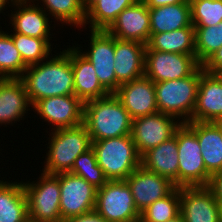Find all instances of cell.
Listing matches in <instances>:
<instances>
[{"instance_id":"obj_1","label":"cell","mask_w":222,"mask_h":222,"mask_svg":"<svg viewBox=\"0 0 222 222\" xmlns=\"http://www.w3.org/2000/svg\"><path fill=\"white\" fill-rule=\"evenodd\" d=\"M20 79L31 106L44 98L74 95L71 47L60 51L57 56H50L46 62L29 65Z\"/></svg>"},{"instance_id":"obj_2","label":"cell","mask_w":222,"mask_h":222,"mask_svg":"<svg viewBox=\"0 0 222 222\" xmlns=\"http://www.w3.org/2000/svg\"><path fill=\"white\" fill-rule=\"evenodd\" d=\"M132 120L114 93L84 102L83 124L92 141L131 135Z\"/></svg>"},{"instance_id":"obj_3","label":"cell","mask_w":222,"mask_h":222,"mask_svg":"<svg viewBox=\"0 0 222 222\" xmlns=\"http://www.w3.org/2000/svg\"><path fill=\"white\" fill-rule=\"evenodd\" d=\"M48 144L42 171L47 174L70 172L75 159L92 148V140L84 124L53 130Z\"/></svg>"},{"instance_id":"obj_4","label":"cell","mask_w":222,"mask_h":222,"mask_svg":"<svg viewBox=\"0 0 222 222\" xmlns=\"http://www.w3.org/2000/svg\"><path fill=\"white\" fill-rule=\"evenodd\" d=\"M203 72L204 69L201 65L191 76L155 83L156 103L159 112L178 118V121L182 119L181 123L192 121L198 84Z\"/></svg>"},{"instance_id":"obj_5","label":"cell","mask_w":222,"mask_h":222,"mask_svg":"<svg viewBox=\"0 0 222 222\" xmlns=\"http://www.w3.org/2000/svg\"><path fill=\"white\" fill-rule=\"evenodd\" d=\"M98 165L108 180H125L141 166L131 135L92 141Z\"/></svg>"},{"instance_id":"obj_6","label":"cell","mask_w":222,"mask_h":222,"mask_svg":"<svg viewBox=\"0 0 222 222\" xmlns=\"http://www.w3.org/2000/svg\"><path fill=\"white\" fill-rule=\"evenodd\" d=\"M29 222H60L59 174L41 173L37 182H23Z\"/></svg>"},{"instance_id":"obj_7","label":"cell","mask_w":222,"mask_h":222,"mask_svg":"<svg viewBox=\"0 0 222 222\" xmlns=\"http://www.w3.org/2000/svg\"><path fill=\"white\" fill-rule=\"evenodd\" d=\"M178 146V187L182 186H208L211 175L201 154V148L196 134L185 124L176 129Z\"/></svg>"},{"instance_id":"obj_8","label":"cell","mask_w":222,"mask_h":222,"mask_svg":"<svg viewBox=\"0 0 222 222\" xmlns=\"http://www.w3.org/2000/svg\"><path fill=\"white\" fill-rule=\"evenodd\" d=\"M94 209L109 222L140 221V213L125 180H108L97 189Z\"/></svg>"},{"instance_id":"obj_9","label":"cell","mask_w":222,"mask_h":222,"mask_svg":"<svg viewBox=\"0 0 222 222\" xmlns=\"http://www.w3.org/2000/svg\"><path fill=\"white\" fill-rule=\"evenodd\" d=\"M200 66L196 54L160 52L146 45L144 76L154 83L191 76Z\"/></svg>"},{"instance_id":"obj_10","label":"cell","mask_w":222,"mask_h":222,"mask_svg":"<svg viewBox=\"0 0 222 222\" xmlns=\"http://www.w3.org/2000/svg\"><path fill=\"white\" fill-rule=\"evenodd\" d=\"M90 50L80 53L93 65L101 85L109 92L116 91L115 37L106 30H90Z\"/></svg>"},{"instance_id":"obj_11","label":"cell","mask_w":222,"mask_h":222,"mask_svg":"<svg viewBox=\"0 0 222 222\" xmlns=\"http://www.w3.org/2000/svg\"><path fill=\"white\" fill-rule=\"evenodd\" d=\"M173 116L157 112L132 120L131 136L140 156L174 136L181 125Z\"/></svg>"},{"instance_id":"obj_12","label":"cell","mask_w":222,"mask_h":222,"mask_svg":"<svg viewBox=\"0 0 222 222\" xmlns=\"http://www.w3.org/2000/svg\"><path fill=\"white\" fill-rule=\"evenodd\" d=\"M62 220L94 210L97 188L70 172L59 173Z\"/></svg>"},{"instance_id":"obj_13","label":"cell","mask_w":222,"mask_h":222,"mask_svg":"<svg viewBox=\"0 0 222 222\" xmlns=\"http://www.w3.org/2000/svg\"><path fill=\"white\" fill-rule=\"evenodd\" d=\"M32 107L52 125V130L83 124L84 103L75 95L54 96L36 101Z\"/></svg>"},{"instance_id":"obj_14","label":"cell","mask_w":222,"mask_h":222,"mask_svg":"<svg viewBox=\"0 0 222 222\" xmlns=\"http://www.w3.org/2000/svg\"><path fill=\"white\" fill-rule=\"evenodd\" d=\"M180 213L184 222H220L219 202L208 186L180 187Z\"/></svg>"},{"instance_id":"obj_15","label":"cell","mask_w":222,"mask_h":222,"mask_svg":"<svg viewBox=\"0 0 222 222\" xmlns=\"http://www.w3.org/2000/svg\"><path fill=\"white\" fill-rule=\"evenodd\" d=\"M125 181L130 186L139 213L156 200L167 196L176 187L168 178L150 172L142 166L135 169Z\"/></svg>"},{"instance_id":"obj_16","label":"cell","mask_w":222,"mask_h":222,"mask_svg":"<svg viewBox=\"0 0 222 222\" xmlns=\"http://www.w3.org/2000/svg\"><path fill=\"white\" fill-rule=\"evenodd\" d=\"M106 31L117 39L147 45L151 32L149 8L146 3L138 0L125 8Z\"/></svg>"},{"instance_id":"obj_17","label":"cell","mask_w":222,"mask_h":222,"mask_svg":"<svg viewBox=\"0 0 222 222\" xmlns=\"http://www.w3.org/2000/svg\"><path fill=\"white\" fill-rule=\"evenodd\" d=\"M114 95L132 119L159 112L156 103L155 83L145 76L121 84Z\"/></svg>"},{"instance_id":"obj_18","label":"cell","mask_w":222,"mask_h":222,"mask_svg":"<svg viewBox=\"0 0 222 222\" xmlns=\"http://www.w3.org/2000/svg\"><path fill=\"white\" fill-rule=\"evenodd\" d=\"M11 5L18 9L15 12L11 10L12 13L9 15L10 24L14 26L13 33L36 38H52L50 36V16L41 6L35 5L32 0H14Z\"/></svg>"},{"instance_id":"obj_19","label":"cell","mask_w":222,"mask_h":222,"mask_svg":"<svg viewBox=\"0 0 222 222\" xmlns=\"http://www.w3.org/2000/svg\"><path fill=\"white\" fill-rule=\"evenodd\" d=\"M145 49L141 42L115 38L116 90L121 84L144 76Z\"/></svg>"},{"instance_id":"obj_20","label":"cell","mask_w":222,"mask_h":222,"mask_svg":"<svg viewBox=\"0 0 222 222\" xmlns=\"http://www.w3.org/2000/svg\"><path fill=\"white\" fill-rule=\"evenodd\" d=\"M192 121H222V84L211 73L204 71L198 84Z\"/></svg>"},{"instance_id":"obj_21","label":"cell","mask_w":222,"mask_h":222,"mask_svg":"<svg viewBox=\"0 0 222 222\" xmlns=\"http://www.w3.org/2000/svg\"><path fill=\"white\" fill-rule=\"evenodd\" d=\"M20 78L0 79V124L6 126L24 119L32 107Z\"/></svg>"},{"instance_id":"obj_22","label":"cell","mask_w":222,"mask_h":222,"mask_svg":"<svg viewBox=\"0 0 222 222\" xmlns=\"http://www.w3.org/2000/svg\"><path fill=\"white\" fill-rule=\"evenodd\" d=\"M71 64L74 75V95L83 103L110 94L99 82L93 65L74 45L71 47Z\"/></svg>"},{"instance_id":"obj_23","label":"cell","mask_w":222,"mask_h":222,"mask_svg":"<svg viewBox=\"0 0 222 222\" xmlns=\"http://www.w3.org/2000/svg\"><path fill=\"white\" fill-rule=\"evenodd\" d=\"M178 146L174 136L150 149L141 156V166L153 173L168 178L178 187Z\"/></svg>"},{"instance_id":"obj_24","label":"cell","mask_w":222,"mask_h":222,"mask_svg":"<svg viewBox=\"0 0 222 222\" xmlns=\"http://www.w3.org/2000/svg\"><path fill=\"white\" fill-rule=\"evenodd\" d=\"M197 136L206 171L212 176L222 172V138L213 122L185 123Z\"/></svg>"},{"instance_id":"obj_25","label":"cell","mask_w":222,"mask_h":222,"mask_svg":"<svg viewBox=\"0 0 222 222\" xmlns=\"http://www.w3.org/2000/svg\"><path fill=\"white\" fill-rule=\"evenodd\" d=\"M149 14L151 34L178 30L192 24L189 0H183L178 4L149 8Z\"/></svg>"},{"instance_id":"obj_26","label":"cell","mask_w":222,"mask_h":222,"mask_svg":"<svg viewBox=\"0 0 222 222\" xmlns=\"http://www.w3.org/2000/svg\"><path fill=\"white\" fill-rule=\"evenodd\" d=\"M0 222H29L23 181L0 180Z\"/></svg>"},{"instance_id":"obj_27","label":"cell","mask_w":222,"mask_h":222,"mask_svg":"<svg viewBox=\"0 0 222 222\" xmlns=\"http://www.w3.org/2000/svg\"><path fill=\"white\" fill-rule=\"evenodd\" d=\"M147 46L160 52L196 54L194 26L191 24L178 30L150 34Z\"/></svg>"},{"instance_id":"obj_28","label":"cell","mask_w":222,"mask_h":222,"mask_svg":"<svg viewBox=\"0 0 222 222\" xmlns=\"http://www.w3.org/2000/svg\"><path fill=\"white\" fill-rule=\"evenodd\" d=\"M138 0H98L86 11L84 27L91 30H107L117 16Z\"/></svg>"},{"instance_id":"obj_29","label":"cell","mask_w":222,"mask_h":222,"mask_svg":"<svg viewBox=\"0 0 222 222\" xmlns=\"http://www.w3.org/2000/svg\"><path fill=\"white\" fill-rule=\"evenodd\" d=\"M36 1V0H32ZM42 9L55 20L70 26L83 28L86 20V11L81 0H41ZM44 6V7H43ZM46 7V8H45Z\"/></svg>"},{"instance_id":"obj_30","label":"cell","mask_w":222,"mask_h":222,"mask_svg":"<svg viewBox=\"0 0 222 222\" xmlns=\"http://www.w3.org/2000/svg\"><path fill=\"white\" fill-rule=\"evenodd\" d=\"M0 29V79L21 78L28 67L9 35Z\"/></svg>"},{"instance_id":"obj_31","label":"cell","mask_w":222,"mask_h":222,"mask_svg":"<svg viewBox=\"0 0 222 222\" xmlns=\"http://www.w3.org/2000/svg\"><path fill=\"white\" fill-rule=\"evenodd\" d=\"M9 35L27 66L40 63L49 58L48 56L52 51L50 38H36L19 33H10Z\"/></svg>"},{"instance_id":"obj_32","label":"cell","mask_w":222,"mask_h":222,"mask_svg":"<svg viewBox=\"0 0 222 222\" xmlns=\"http://www.w3.org/2000/svg\"><path fill=\"white\" fill-rule=\"evenodd\" d=\"M180 213V187L156 200L140 213L139 222H167Z\"/></svg>"},{"instance_id":"obj_33","label":"cell","mask_w":222,"mask_h":222,"mask_svg":"<svg viewBox=\"0 0 222 222\" xmlns=\"http://www.w3.org/2000/svg\"><path fill=\"white\" fill-rule=\"evenodd\" d=\"M196 59L202 65L222 47V21L210 27H194Z\"/></svg>"},{"instance_id":"obj_34","label":"cell","mask_w":222,"mask_h":222,"mask_svg":"<svg viewBox=\"0 0 222 222\" xmlns=\"http://www.w3.org/2000/svg\"><path fill=\"white\" fill-rule=\"evenodd\" d=\"M70 173L82 177L97 189L101 188L108 181L102 168L97 163L96 156L92 148L80 154L75 159Z\"/></svg>"},{"instance_id":"obj_35","label":"cell","mask_w":222,"mask_h":222,"mask_svg":"<svg viewBox=\"0 0 222 222\" xmlns=\"http://www.w3.org/2000/svg\"><path fill=\"white\" fill-rule=\"evenodd\" d=\"M194 27H210L222 21V0H189Z\"/></svg>"},{"instance_id":"obj_36","label":"cell","mask_w":222,"mask_h":222,"mask_svg":"<svg viewBox=\"0 0 222 222\" xmlns=\"http://www.w3.org/2000/svg\"><path fill=\"white\" fill-rule=\"evenodd\" d=\"M204 71L214 74L222 70V47L215 51L203 64Z\"/></svg>"},{"instance_id":"obj_37","label":"cell","mask_w":222,"mask_h":222,"mask_svg":"<svg viewBox=\"0 0 222 222\" xmlns=\"http://www.w3.org/2000/svg\"><path fill=\"white\" fill-rule=\"evenodd\" d=\"M69 222H109L95 209L68 219Z\"/></svg>"},{"instance_id":"obj_38","label":"cell","mask_w":222,"mask_h":222,"mask_svg":"<svg viewBox=\"0 0 222 222\" xmlns=\"http://www.w3.org/2000/svg\"><path fill=\"white\" fill-rule=\"evenodd\" d=\"M208 187L212 190L216 200L222 203V172H218L211 176Z\"/></svg>"},{"instance_id":"obj_39","label":"cell","mask_w":222,"mask_h":222,"mask_svg":"<svg viewBox=\"0 0 222 222\" xmlns=\"http://www.w3.org/2000/svg\"><path fill=\"white\" fill-rule=\"evenodd\" d=\"M148 8H156L161 7L165 5H173L181 3L183 0H143Z\"/></svg>"},{"instance_id":"obj_40","label":"cell","mask_w":222,"mask_h":222,"mask_svg":"<svg viewBox=\"0 0 222 222\" xmlns=\"http://www.w3.org/2000/svg\"><path fill=\"white\" fill-rule=\"evenodd\" d=\"M98 0H81L82 6L87 11Z\"/></svg>"},{"instance_id":"obj_41","label":"cell","mask_w":222,"mask_h":222,"mask_svg":"<svg viewBox=\"0 0 222 222\" xmlns=\"http://www.w3.org/2000/svg\"><path fill=\"white\" fill-rule=\"evenodd\" d=\"M10 1L12 3L14 0H0V14L3 12V10L7 9V5L8 7L10 6Z\"/></svg>"},{"instance_id":"obj_42","label":"cell","mask_w":222,"mask_h":222,"mask_svg":"<svg viewBox=\"0 0 222 222\" xmlns=\"http://www.w3.org/2000/svg\"><path fill=\"white\" fill-rule=\"evenodd\" d=\"M167 222H184L183 216L179 213L176 217L170 219Z\"/></svg>"},{"instance_id":"obj_43","label":"cell","mask_w":222,"mask_h":222,"mask_svg":"<svg viewBox=\"0 0 222 222\" xmlns=\"http://www.w3.org/2000/svg\"><path fill=\"white\" fill-rule=\"evenodd\" d=\"M213 123L219 128L220 135L222 138V121H217V122H213Z\"/></svg>"},{"instance_id":"obj_44","label":"cell","mask_w":222,"mask_h":222,"mask_svg":"<svg viewBox=\"0 0 222 222\" xmlns=\"http://www.w3.org/2000/svg\"><path fill=\"white\" fill-rule=\"evenodd\" d=\"M214 75L219 79V81H220L221 84H222V70L214 73Z\"/></svg>"},{"instance_id":"obj_45","label":"cell","mask_w":222,"mask_h":222,"mask_svg":"<svg viewBox=\"0 0 222 222\" xmlns=\"http://www.w3.org/2000/svg\"><path fill=\"white\" fill-rule=\"evenodd\" d=\"M219 218L220 222H222V203H219Z\"/></svg>"},{"instance_id":"obj_46","label":"cell","mask_w":222,"mask_h":222,"mask_svg":"<svg viewBox=\"0 0 222 222\" xmlns=\"http://www.w3.org/2000/svg\"><path fill=\"white\" fill-rule=\"evenodd\" d=\"M60 222H69L68 220H61Z\"/></svg>"}]
</instances>
